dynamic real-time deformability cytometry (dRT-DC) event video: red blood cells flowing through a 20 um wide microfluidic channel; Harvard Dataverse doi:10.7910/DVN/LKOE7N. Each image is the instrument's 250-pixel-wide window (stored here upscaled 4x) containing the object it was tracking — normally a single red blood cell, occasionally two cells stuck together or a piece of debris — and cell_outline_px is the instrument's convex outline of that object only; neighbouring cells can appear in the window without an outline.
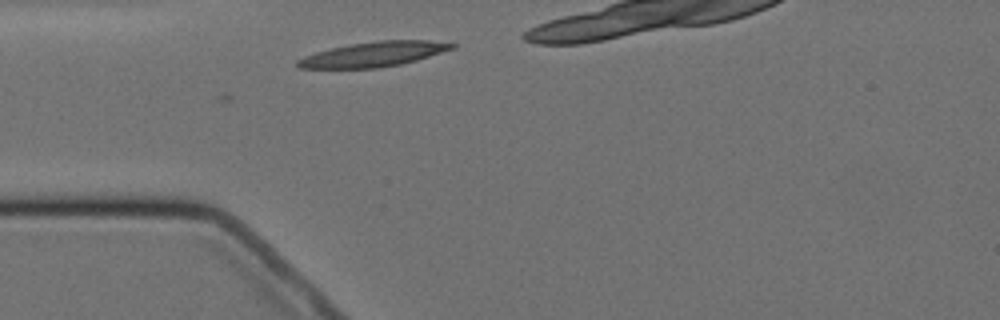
{"species": "Egyptian fruit bat (a non-hibernating species)", "species_latin": "Rousettus aegyptiacus", "temperature_condition": "cold", "stored_images_in_passage": 2, "camera_frame_rate_fps": 3000, "um_per_image_px": 0.085, "animal": {"sex": "female"}, "frame": {"image": 1, "passage_image": 1, "time_ms": 0.0, "image_size_px": [1000, 320], "cell_outline_px": [[460, 44], [456, 48], [416, 60], [400, 64], [380, 68], [300, 68], [296, 64], [296, 60], [304, 56], [316, 52], [348, 44], [376, 40], [428, 40]], "centroid_in_image_um": [31.79, 4.6], "position_along_channel_um": 53.2, "area_um2": 22.48}}